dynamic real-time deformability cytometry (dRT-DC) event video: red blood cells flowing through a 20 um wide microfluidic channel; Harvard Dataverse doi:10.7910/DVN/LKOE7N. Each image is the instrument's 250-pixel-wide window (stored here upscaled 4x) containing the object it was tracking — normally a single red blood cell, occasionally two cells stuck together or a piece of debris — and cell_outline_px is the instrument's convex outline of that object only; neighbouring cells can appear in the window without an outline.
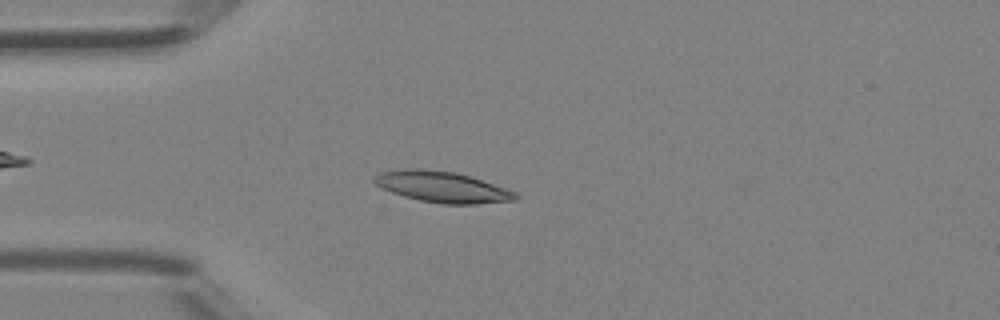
{"species": "Egyptian fruit bat (a non-hibernating species)", "species_latin": "Rousettus aegyptiacus", "temperature_condition": "room temperature", "stored_images_in_passage": 38, "camera_frame_rate_fps": 3000, "um_per_image_px": 0.085, "animal": {"sex": "female"}, "frame": {"image": 1, "passage_image": 8, "time_ms": 2.333, "image_size_px": [1000, 320], "cell_outline_px": [[520, 196], [516, 200], [476, 204], [444, 204], [420, 200], [404, 196], [380, 188], [372, 180], [376, 172], [404, 168], [420, 168], [456, 172], [516, 192]], "centroid_in_image_um": [37.52, 15.88], "position_along_channel_um": 47.5, "area_um2": 25.49}}
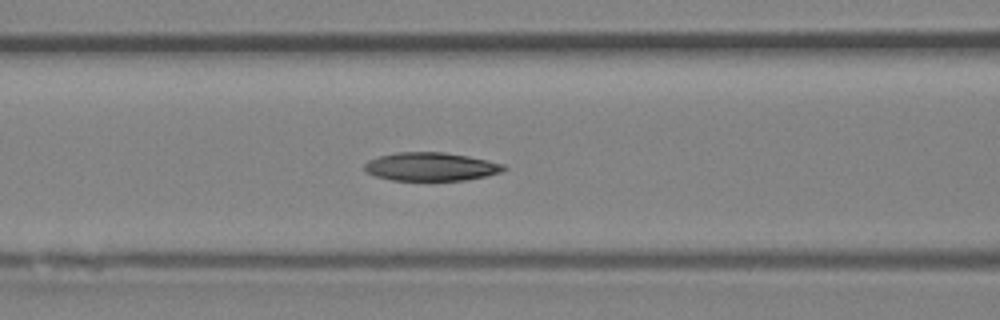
{"frame": {"image": 2, "passage_image": 14, "time_ms": 4.333, "image_size_px": [1000, 320], "cell_outline_px": [[508, 168], [500, 172], [484, 176], [464, 180], [392, 180], [376, 176], [368, 172], [364, 168], [364, 164], [368, 160], [380, 156], [396, 152], [444, 152], [468, 156], [488, 160], [504, 164]], "centroid_in_image_um": [36.63, 14.16], "position_along_channel_um": 130.0, "area_um2": 22.89}}
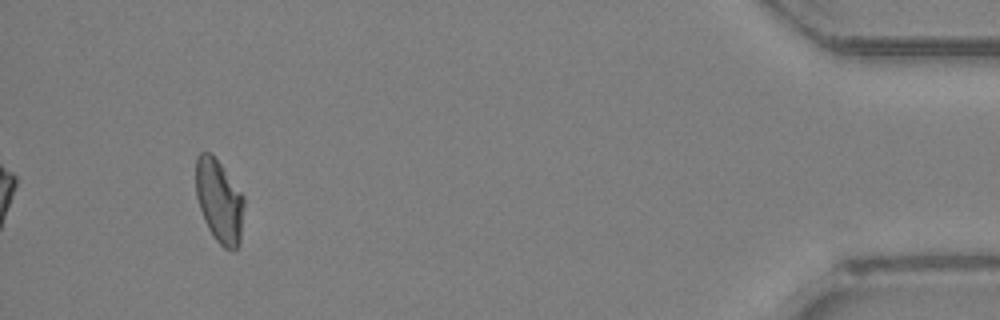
{"frame": {"image": 3, "passage_image": 36, "time_ms": 11.667, "image_size_px": [1000, 320], "cell_outline_px": [[244, 204], [240, 244], [232, 252], [224, 248], [216, 240], [208, 228], [204, 220], [196, 196], [196, 156], [200, 152], [212, 152], [244, 196]], "centroid_in_image_um": [18.64, 17.08], "position_along_channel_um": 416.6, "area_um2": 23.52}}